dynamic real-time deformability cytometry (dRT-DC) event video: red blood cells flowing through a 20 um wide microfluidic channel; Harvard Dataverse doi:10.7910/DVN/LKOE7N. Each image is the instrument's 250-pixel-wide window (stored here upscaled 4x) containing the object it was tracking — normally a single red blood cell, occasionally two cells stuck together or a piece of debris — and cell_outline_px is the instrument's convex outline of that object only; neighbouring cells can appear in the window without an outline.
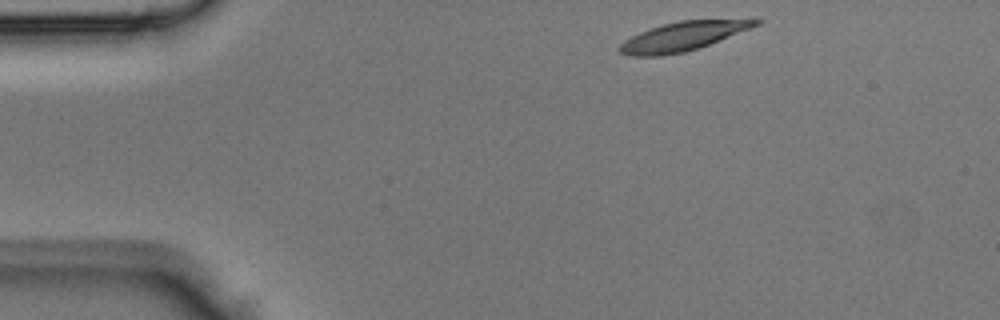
{"species": "Egyptian fruit bat (a non-hibernating species)", "species_latin": "Rousettus aegyptiacus", "temperature_condition": "room temperature", "stored_images_in_passage": 38, "camera_frame_rate_fps": 3000, "um_per_image_px": 0.085, "animal": {"sex": "male"}, "frame": {"image": 1, "passage_image": 1, "time_ms": 0.0, "image_size_px": [1000, 320], "cell_outline_px": [[764, 20], [760, 24], [708, 44], [684, 52], [660, 56], [632, 56], [620, 52], [616, 48], [624, 40], [640, 32], [664, 24], [680, 20], [756, 16]], "centroid_in_image_um": [58.18, 3.02], "position_along_channel_um": 26.8, "area_um2": 23.52}}
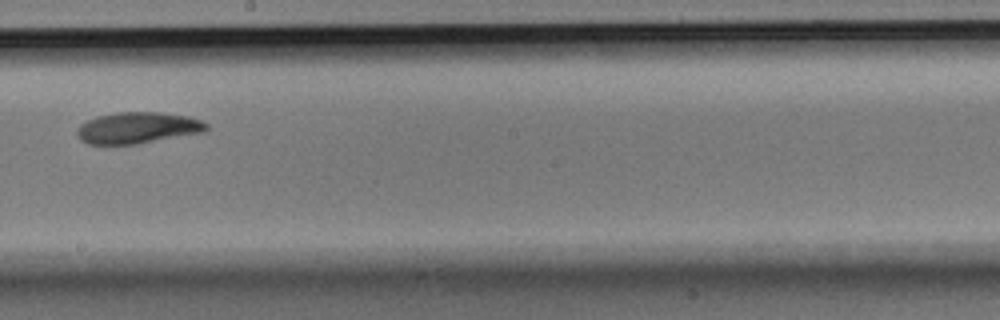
{"frame": {"image": 2, "passage_image": 19, "time_ms": 6.0, "image_size_px": [1000, 320], "cell_outline_px": [[208, 128], [204, 132], [136, 144], [88, 144], [80, 140], [76, 132], [76, 128], [80, 124], [96, 116], [116, 112], [160, 112], [188, 116], [200, 120], [208, 124]], "centroid_in_image_um": [11.68, 10.86], "position_along_channel_um": 236.5, "area_um2": 23.7}}
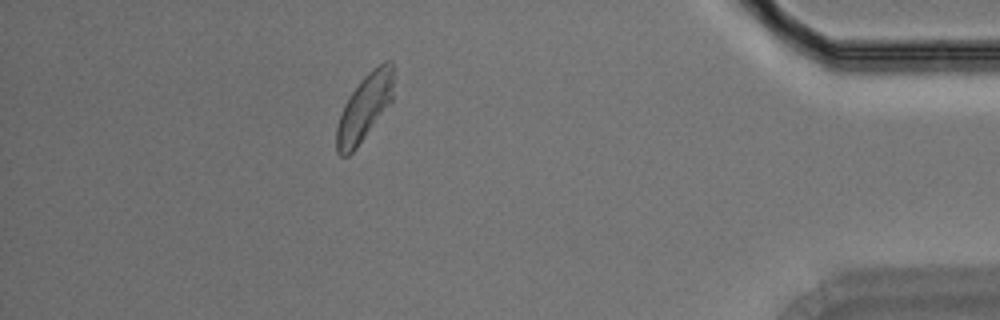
{"frame": {"image": 3, "passage_image": 33, "time_ms": 10.667, "image_size_px": [1000, 320], "cell_outline_px": [[392, 100], [356, 148], [348, 156], [340, 156], [336, 152], [336, 128], [344, 104], [348, 96], [360, 80], [372, 68], [384, 60], [392, 60]], "centroid_in_image_um": [30.95, 9.13], "position_along_channel_um": 404.2, "area_um2": 21.85}}